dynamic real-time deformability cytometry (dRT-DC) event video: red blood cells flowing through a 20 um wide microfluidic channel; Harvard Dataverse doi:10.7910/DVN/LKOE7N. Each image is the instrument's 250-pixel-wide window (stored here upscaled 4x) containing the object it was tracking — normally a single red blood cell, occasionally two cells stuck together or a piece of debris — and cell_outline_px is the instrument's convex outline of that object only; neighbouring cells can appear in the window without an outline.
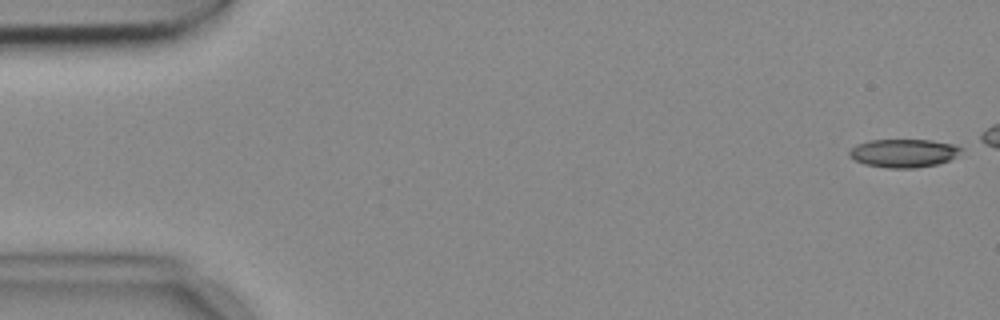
{"species": "common noctule bat (a hibernating species)", "species_latin": "Nyctalus noctula", "temperature_condition": "cold", "stored_images_in_passage": 16, "camera_frame_rate_fps": 3000, "um_per_image_px": 0.085, "animal": {"sex": "female", "body_mass_g": 18.4}, "frame": {"image": 1, "passage_image": 1, "time_ms": 0.0, "image_size_px": [1000, 320], "cell_outline_px": [[964, 148], [948, 160], [936, 164], [916, 168], [888, 168], [864, 164], [848, 156], [848, 152], [856, 144], [868, 140], [932, 140], [952, 144]], "centroid_in_image_um": [76.76, 13.01], "position_along_channel_um": 8.2, "area_um2": 18.32}}